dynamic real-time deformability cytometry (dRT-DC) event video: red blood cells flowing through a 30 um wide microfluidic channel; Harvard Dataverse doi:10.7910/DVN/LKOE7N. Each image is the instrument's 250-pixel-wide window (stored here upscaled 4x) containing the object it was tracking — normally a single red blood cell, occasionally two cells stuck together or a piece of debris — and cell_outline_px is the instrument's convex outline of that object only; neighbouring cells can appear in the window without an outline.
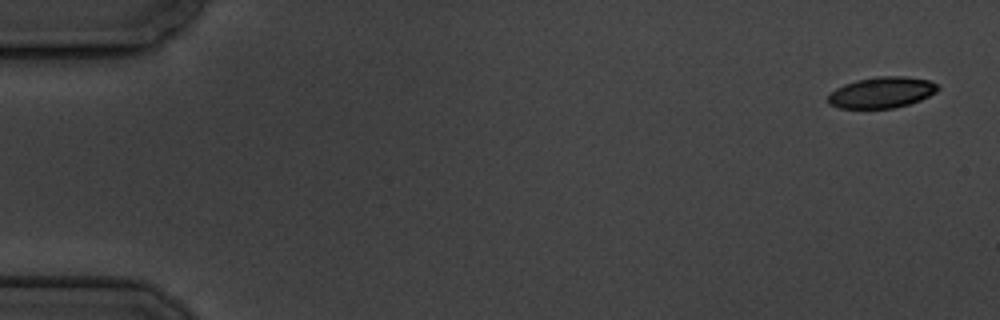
{"species": "common noctule bat (a hibernating species)", "species_latin": "Nyctalus noctula", "temperature_condition": "cold", "stored_images_in_passage": 9, "camera_frame_rate_fps": 3000, "um_per_image_px": 0.085, "animal": {"sex": "male", "body_mass_g": 19.5, "forearm_length_mm": 54.6}, "frame": {"image": 1, "passage_image": 1, "time_ms": 0.0, "image_size_px": [1000, 320], "cell_outline_px": [[940, 88], [936, 92], [920, 100], [908, 104], [892, 108], [840, 108], [828, 104], [828, 96], [836, 88], [844, 84], [856, 80], [876, 76], [904, 76], [928, 80], [936, 84]], "centroid_in_image_um": [74.93, 7.85], "position_along_channel_um": 10.1, "area_um2": 19.77}}
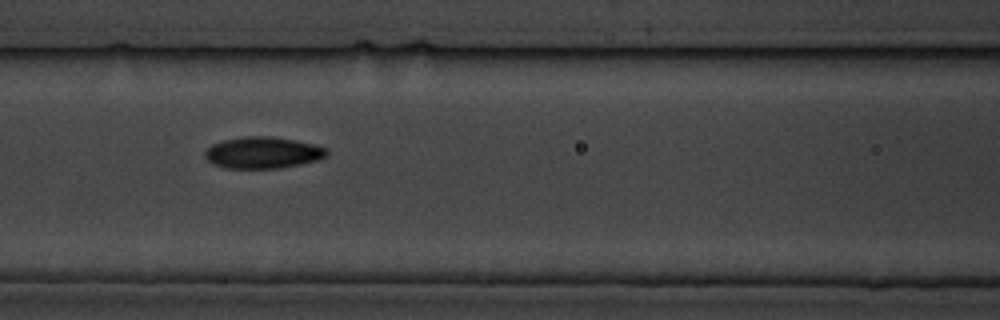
{"frame": {"image": 2, "passage_image": 8, "time_ms": 8.0, "image_size_px": [1000, 320], "cell_outline_px": [[328, 152], [324, 156], [316, 160], [300, 164], [280, 168], [224, 168], [212, 164], [204, 156], [204, 152], [212, 144], [224, 140], [244, 136], [272, 136], [296, 140], [316, 144], [328, 148]], "centroid_in_image_um": [22.33, 12.97], "position_along_channel_um": 144.3, "area_um2": 22.48}}
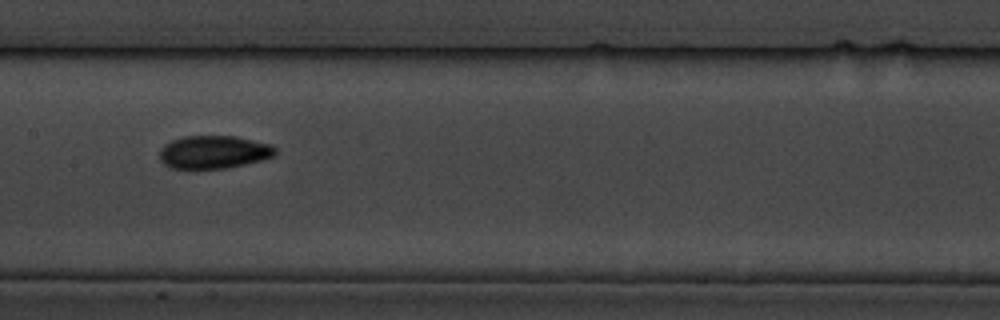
{"frame": {"image": 3, "passage_image": 9, "time_ms": 9.333, "image_size_px": [1000, 320], "cell_outline_px": [[276, 152], [272, 156], [264, 160], [224, 168], [168, 168], [160, 160], [160, 148], [164, 144], [172, 140], [184, 136], [236, 136], [272, 144], [276, 148]], "centroid_in_image_um": [18.17, 12.92], "position_along_channel_um": 189.2, "area_um2": 22.31}}